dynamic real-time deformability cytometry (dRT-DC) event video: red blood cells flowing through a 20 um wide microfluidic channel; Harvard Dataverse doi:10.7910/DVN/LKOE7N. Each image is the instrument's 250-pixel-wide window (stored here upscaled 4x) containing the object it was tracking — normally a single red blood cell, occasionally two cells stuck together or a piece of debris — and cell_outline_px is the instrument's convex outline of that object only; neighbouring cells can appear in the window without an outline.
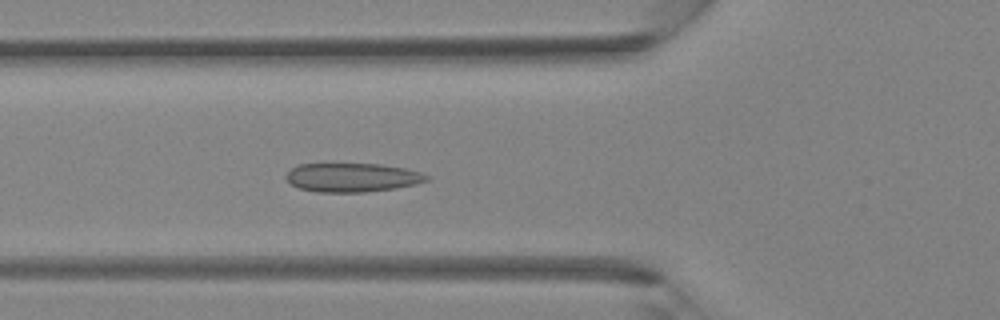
{"species": "Egyptian fruit bat (a non-hibernating species)", "species_latin": "Rousettus aegyptiacus", "temperature_condition": "room temperature", "stored_images_in_passage": 40, "camera_frame_rate_fps": 3000, "um_per_image_px": 0.085, "animal": {"sex": "female"}, "frame": {"image": 1, "passage_image": 14, "time_ms": 4.333, "image_size_px": [1000, 320], "cell_outline_px": [[428, 180], [416, 184], [396, 188], [364, 192], [316, 192], [300, 188], [292, 184], [284, 176], [292, 168], [300, 164], [380, 164], [404, 168], [420, 172], [428, 176]], "centroid_in_image_um": [29.94, 15.09], "position_along_channel_um": 95.9, "area_um2": 23.47}}
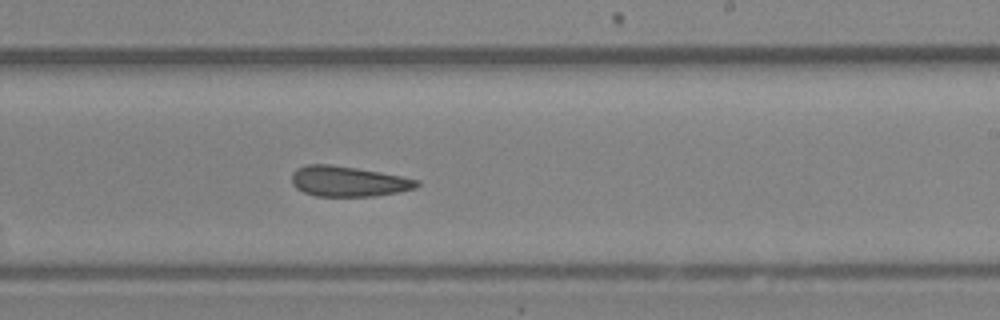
{"frame": {"image": 2, "passage_image": 24, "time_ms": 7.667, "image_size_px": [1000, 320], "cell_outline_px": [[420, 184], [416, 188], [376, 196], [316, 196], [304, 192], [296, 188], [292, 184], [292, 172], [296, 168], [308, 164], [328, 164], [356, 168], [400, 176], [420, 180]], "centroid_in_image_um": [29.58, 15.41], "position_along_channel_um": 259.4, "area_um2": 22.02}}
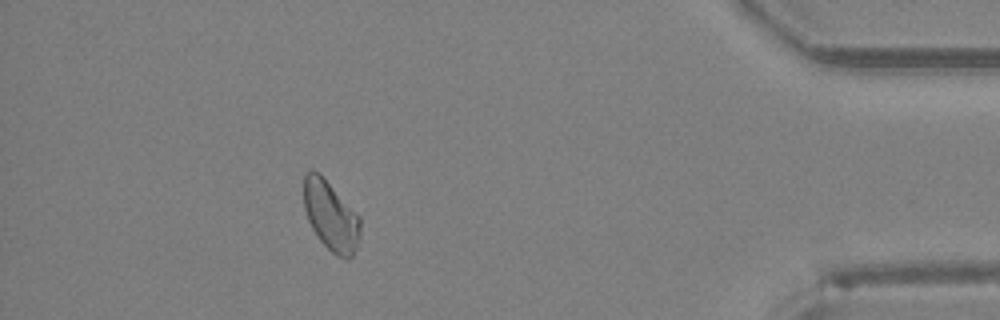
{"frame": {"image": 3, "passage_image": 36, "time_ms": 11.667, "image_size_px": [1000, 320], "cell_outline_px": [[360, 236], [356, 248], [352, 256], [348, 260], [336, 256], [316, 236], [308, 220], [304, 208], [304, 176], [312, 168], [320, 172], [360, 216]], "centroid_in_image_um": [28.12, 18.33], "position_along_channel_um": 407.1, "area_um2": 23.18}}